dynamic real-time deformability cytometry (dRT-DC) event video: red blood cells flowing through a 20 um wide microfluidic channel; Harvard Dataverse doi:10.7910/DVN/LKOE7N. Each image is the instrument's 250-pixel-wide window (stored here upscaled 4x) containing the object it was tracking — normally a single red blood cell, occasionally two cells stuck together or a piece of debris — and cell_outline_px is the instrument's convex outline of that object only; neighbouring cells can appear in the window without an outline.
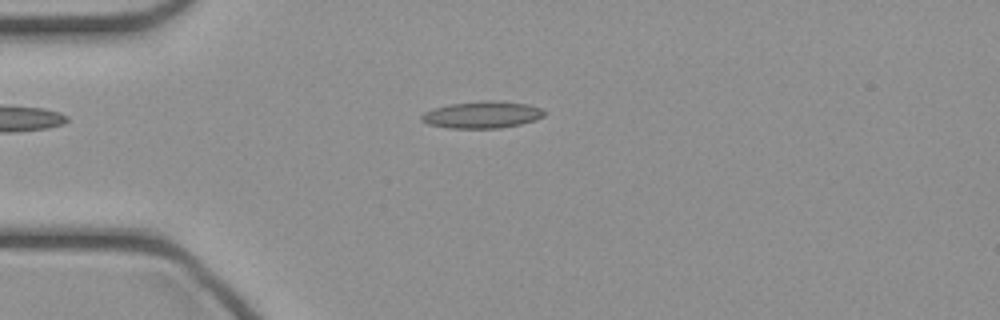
{"species": "common noctule bat (a hibernating species)", "species_latin": "Nyctalus noctula", "temperature_condition": "cold", "stored_images_in_passage": 37, "camera_frame_rate_fps": 3000, "um_per_image_px": 0.085, "animal": {"sex": "female", "body_mass_g": 21.9}, "frame": {"image": 1, "passage_image": 3, "time_ms": 0.667, "image_size_px": [1000, 320], "cell_outline_px": [[548, 112], [544, 116], [536, 120], [520, 124], [500, 128], [448, 128], [428, 124], [420, 120], [420, 116], [424, 112], [432, 108], [448, 104], [480, 100], [492, 100], [528, 104], [540, 108]], "centroid_in_image_um": [40.97, 9.74], "position_along_channel_um": 44.0, "area_um2": 19.54}}
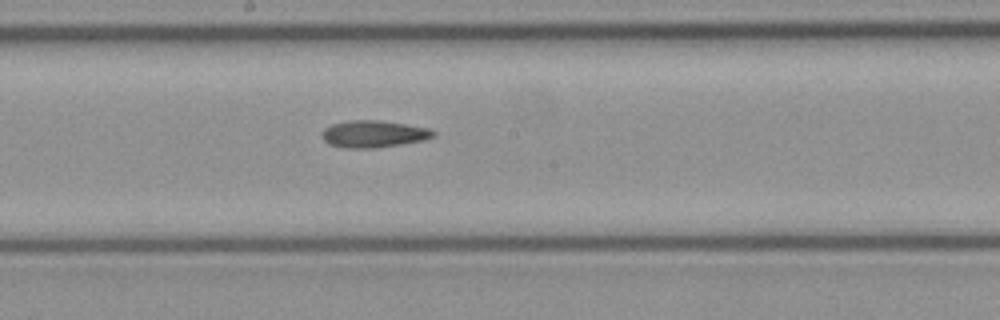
{"frame": {"image": 2, "passage_image": 16, "time_ms": 5.0, "image_size_px": [1000, 320], "cell_outline_px": [[436, 132], [432, 136], [424, 140], [376, 148], [344, 148], [328, 144], [320, 136], [324, 128], [332, 124], [348, 120], [380, 120], [428, 128]], "centroid_in_image_um": [31.69, 11.39], "position_along_channel_um": 216.5, "area_um2": 17.51}}
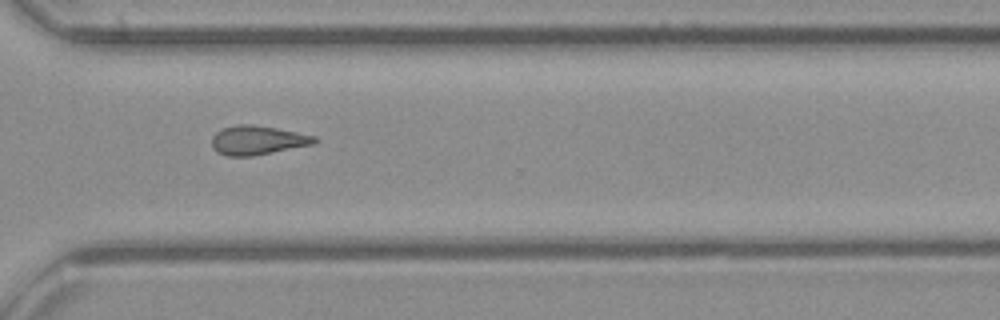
{"frame": {"image": 3, "passage_image": 25, "time_ms": 8.0, "image_size_px": [1000, 320], "cell_outline_px": [[316, 140], [312, 144], [252, 156], [228, 156], [216, 152], [212, 148], [212, 136], [216, 132], [224, 128], [236, 124], [252, 124], [276, 128], [316, 136]], "centroid_in_image_um": [21.83, 11.91], "position_along_channel_um": 348.8, "area_um2": 17.22}}